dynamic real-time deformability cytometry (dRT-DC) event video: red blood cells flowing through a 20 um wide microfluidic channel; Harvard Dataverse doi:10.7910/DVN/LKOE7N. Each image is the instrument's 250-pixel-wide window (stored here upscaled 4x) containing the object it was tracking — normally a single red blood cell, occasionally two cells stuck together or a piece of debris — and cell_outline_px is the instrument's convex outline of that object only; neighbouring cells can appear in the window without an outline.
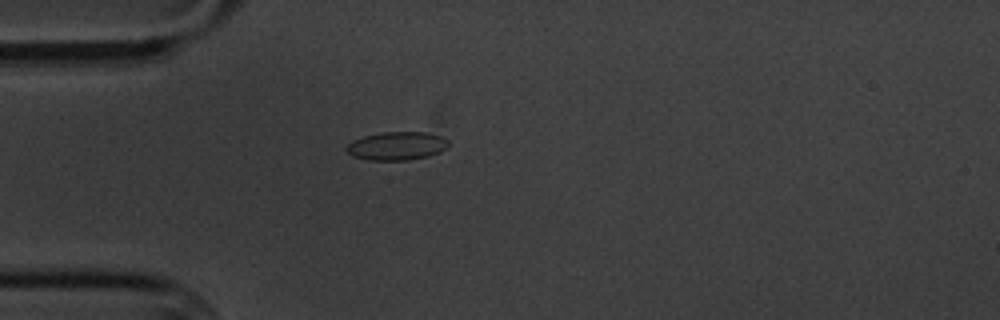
{"species": "common noctule bat (a hibernating species)", "species_latin": "Nyctalus noctula", "temperature_condition": "cold", "stored_images_in_passage": 2, "camera_frame_rate_fps": 3000, "um_per_image_px": 0.085, "animal": {"sex": "male", "body_mass_g": 20.1, "forearm_length_mm": 53.5}, "frame": {"image": 1, "passage_image": 1, "time_ms": 0.0, "image_size_px": [1000, 320], "cell_outline_px": [[448, 148], [440, 152], [428, 156], [408, 160], [368, 160], [352, 156], [344, 148], [352, 140], [364, 136], [384, 132], [424, 132], [440, 136], [448, 140]], "centroid_in_image_um": [33.72, 12.41], "position_along_channel_um": 51.3, "area_um2": 16.88}}